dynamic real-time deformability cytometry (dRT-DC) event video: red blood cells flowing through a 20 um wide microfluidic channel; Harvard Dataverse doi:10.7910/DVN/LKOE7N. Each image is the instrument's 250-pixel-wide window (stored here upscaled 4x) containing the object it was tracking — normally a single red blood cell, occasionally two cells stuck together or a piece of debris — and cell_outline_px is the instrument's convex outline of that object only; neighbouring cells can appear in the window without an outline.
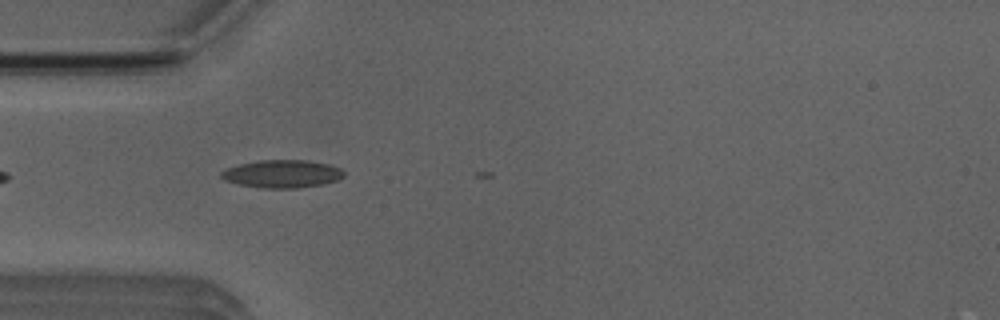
{"species": "Egyptian fruit bat (a non-hibernating species)", "species_latin": "Rousettus aegyptiacus", "temperature_condition": "room temperature", "stored_images_in_passage": 5, "camera_frame_rate_fps": 3000, "um_per_image_px": 0.085, "animal": {"sex": "male"}, "frame": {"image": 1, "passage_image": 2, "time_ms": 1.0, "image_size_px": [1000, 320], "cell_outline_px": [[344, 176], [340, 180], [320, 184], [296, 188], [264, 188], [236, 184], [224, 180], [220, 176], [220, 172], [228, 168], [240, 164], [260, 160], [304, 160], [328, 164], [340, 168], [344, 172]], "centroid_in_image_um": [23.97, 14.78], "position_along_channel_um": 61.0, "area_um2": 19.83}}